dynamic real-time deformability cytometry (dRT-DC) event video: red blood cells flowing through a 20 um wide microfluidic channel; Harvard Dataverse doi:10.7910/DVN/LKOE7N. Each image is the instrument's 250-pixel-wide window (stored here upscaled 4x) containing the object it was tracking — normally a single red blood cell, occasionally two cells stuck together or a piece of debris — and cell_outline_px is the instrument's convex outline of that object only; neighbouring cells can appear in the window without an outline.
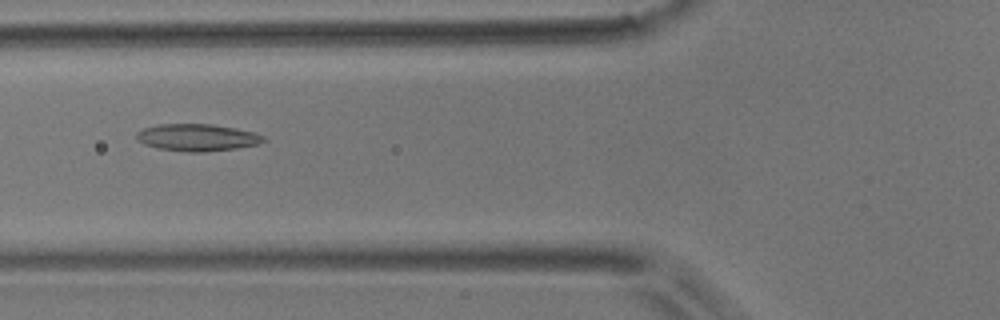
{"species": "common noctule bat (a hibernating species)", "species_latin": "Nyctalus noctula", "temperature_condition": "room temperature", "stored_images_in_passage": 5, "camera_frame_rate_fps": 3000, "um_per_image_px": 0.085, "animal": {"sex": "male", "body_mass_g": 17.9}, "frame": {"image": 1, "passage_image": 3, "time_ms": 3.333, "image_size_px": [1000, 320], "cell_outline_px": [[268, 140], [260, 144], [236, 148], [204, 152], [188, 152], [160, 148], [144, 144], [136, 136], [136, 132], [144, 128], [160, 124], [212, 124], [236, 128], [256, 132], [264, 136]], "centroid_in_image_um": [16.84, 11.68], "position_along_channel_um": 109.0, "area_um2": 20.06}}
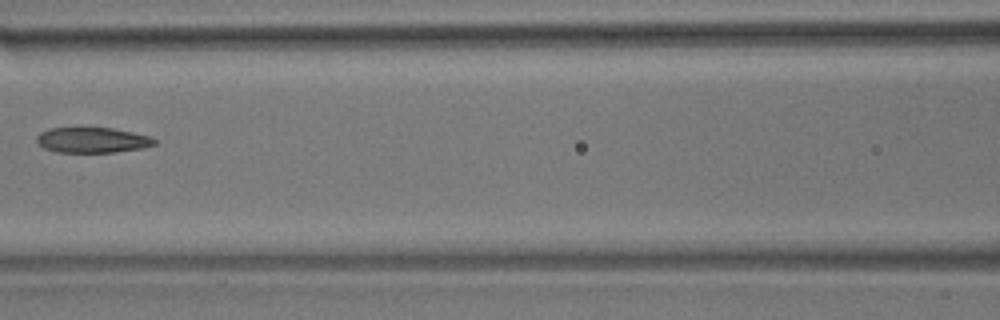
{"frame": {"image": 2, "passage_image": 4, "time_ms": 4.667, "image_size_px": [1000, 320], "cell_outline_px": [[156, 144], [144, 148], [112, 152], [56, 152], [44, 148], [36, 140], [36, 136], [40, 132], [48, 128], [112, 128], [152, 136], [156, 140]], "centroid_in_image_um": [7.86, 11.9], "position_along_channel_um": 158.7, "area_um2": 17.46}}
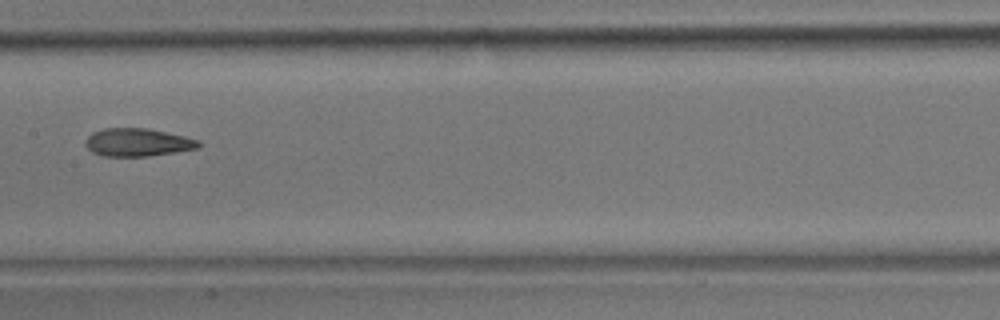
{"frame": {"image": 3, "passage_image": 5, "time_ms": 5.667, "image_size_px": [1000, 320], "cell_outline_px": [[204, 144], [196, 148], [176, 152], [148, 156], [100, 156], [92, 152], [84, 144], [84, 140], [92, 132], [104, 128], [148, 128], [184, 136], [200, 140]], "centroid_in_image_um": [11.69, 12.1], "position_along_channel_um": 195.7, "area_um2": 18.61}}